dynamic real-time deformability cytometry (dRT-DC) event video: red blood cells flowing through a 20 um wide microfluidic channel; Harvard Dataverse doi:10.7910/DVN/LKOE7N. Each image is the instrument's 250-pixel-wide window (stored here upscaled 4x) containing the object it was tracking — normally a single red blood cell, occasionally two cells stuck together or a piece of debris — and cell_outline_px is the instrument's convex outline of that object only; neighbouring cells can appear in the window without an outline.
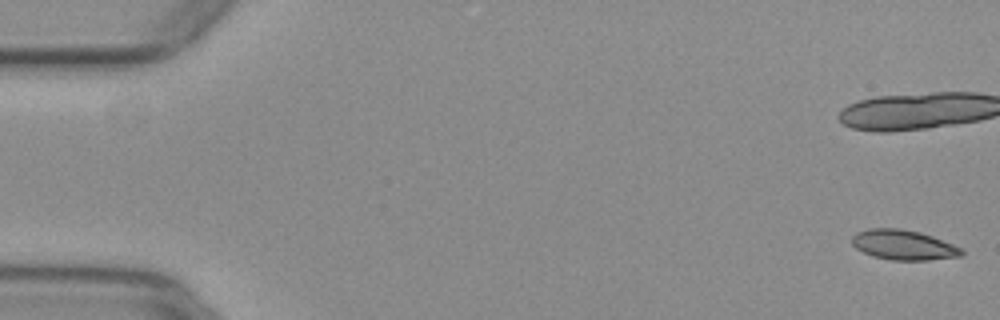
{"species": "common noctule bat (a hibernating species)", "species_latin": "Nyctalus noctula", "temperature_condition": "warm", "stored_images_in_passage": 21, "camera_frame_rate_fps": 3000, "um_per_image_px": 0.085, "animal": {"sex": "female", "body_mass_g": 29.2, "forearm_length_mm": 56.3}, "frame": {"image": 1, "passage_image": 1, "time_ms": 0.0, "image_size_px": [1000, 320], "cell_outline_px": [[964, 252], [960, 256], [928, 260], [892, 260], [872, 256], [856, 248], [852, 244], [852, 236], [856, 232], [868, 228], [900, 228], [920, 232], [932, 236], [964, 248]], "centroid_in_image_um": [76.8, 20.81], "position_along_channel_um": 8.2, "area_um2": 19.25}}
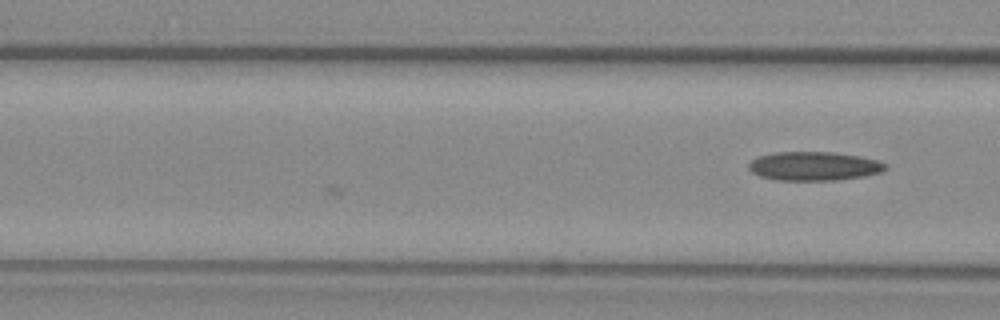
{"frame": {"image": 2, "passage_image": 21, "time_ms": 6.667, "image_size_px": [1000, 320], "cell_outline_px": [[888, 168], [880, 172], [864, 176], [836, 180], [776, 180], [760, 176], [752, 172], [748, 168], [748, 164], [756, 156], [776, 152], [836, 152], [860, 156], [876, 160], [884, 164]], "centroid_in_image_um": [69.15, 14.11], "position_along_channel_um": 97.4, "area_um2": 23.0}}